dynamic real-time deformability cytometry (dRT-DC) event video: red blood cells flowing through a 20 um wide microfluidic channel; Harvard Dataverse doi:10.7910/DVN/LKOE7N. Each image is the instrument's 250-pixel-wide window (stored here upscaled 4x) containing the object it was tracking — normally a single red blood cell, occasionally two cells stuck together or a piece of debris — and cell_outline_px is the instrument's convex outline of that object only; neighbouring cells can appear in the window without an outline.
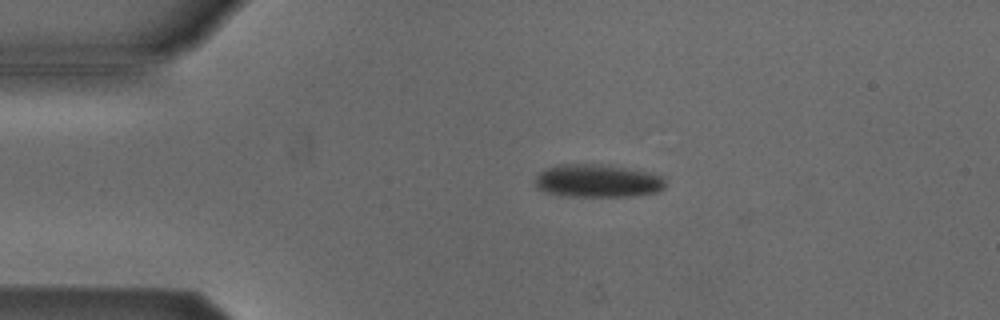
{"species": "Egyptian fruit bat (a non-hibernating species)", "species_latin": "Rousettus aegyptiacus", "temperature_condition": "cold", "stored_images_in_passage": 38, "camera_frame_rate_fps": 3000, "um_per_image_px": 0.085, "animal": {"sex": "male"}, "frame": {"image": 1, "passage_image": 1, "time_ms": 0.0, "image_size_px": [1000, 320], "cell_outline_px": [[664, 188], [656, 192], [632, 196], [564, 196], [548, 192], [536, 188], [536, 176], [544, 168], [556, 164], [600, 164], [648, 172], [664, 176]], "centroid_in_image_um": [50.77, 15.37], "position_along_channel_um": 34.2, "area_um2": 24.97}}
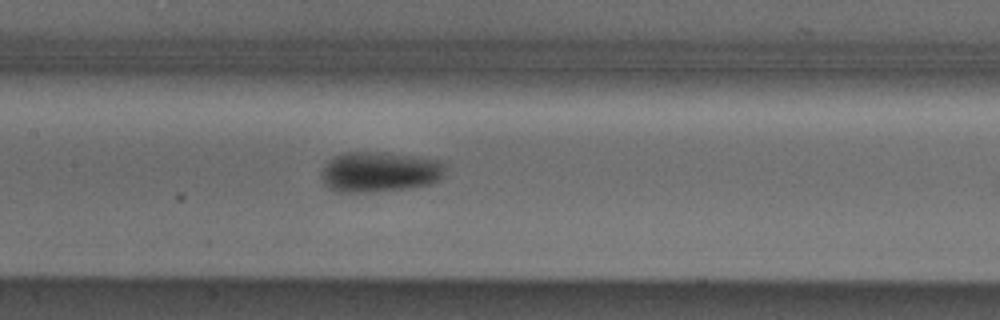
{"frame": {"image": 2, "passage_image": 15, "time_ms": 4.667, "image_size_px": [1000, 320], "cell_outline_px": [[448, 164], [444, 176], [440, 180], [432, 184], [408, 188], [372, 192], [332, 192], [324, 184], [320, 176], [320, 172], [324, 164], [328, 160], [344, 152], [368, 152], [416, 156], [444, 160]], "centroid_in_image_um": [32.29, 14.62], "position_along_channel_um": 175.1, "area_um2": 29.82}}
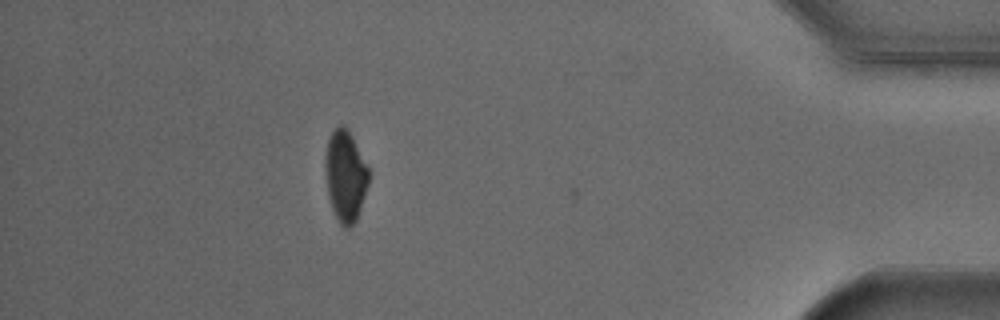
{"frame": {"image": 3, "passage_image": 37, "time_ms": 12.0, "image_size_px": [1000, 320], "cell_outline_px": [[368, 184], [356, 220], [348, 228], [344, 228], [340, 224], [332, 208], [328, 196], [324, 172], [324, 164], [328, 140], [332, 132], [340, 124], [344, 124], [352, 136], [368, 168]], "centroid_in_image_um": [29.33, 14.95], "position_along_channel_um": 405.9, "area_um2": 22.83}, "authors_computed_cell_mechanics": {"area_um2": 26.9348, "velocity_mm_per_s": 3.8689, "shape_relaxation_time_tau1_ms": 5.0884, "shape_relaxation_time_tau2_ms": null, "deformation_change_tau1": 0.0837, "deformation_change_tau2": null}}